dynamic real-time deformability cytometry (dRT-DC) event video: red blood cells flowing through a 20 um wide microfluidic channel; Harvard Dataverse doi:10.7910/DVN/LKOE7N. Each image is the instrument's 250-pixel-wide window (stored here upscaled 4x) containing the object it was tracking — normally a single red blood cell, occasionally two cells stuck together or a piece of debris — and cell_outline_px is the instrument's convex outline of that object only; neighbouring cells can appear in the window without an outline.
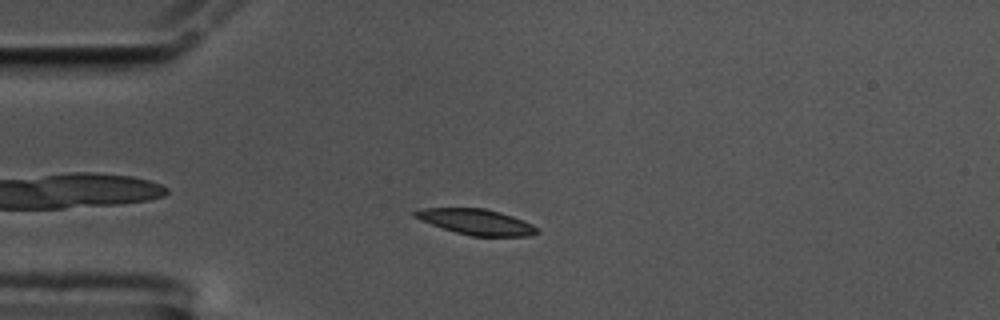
{"species": "common noctule bat (a hibernating species)", "species_latin": "Nyctalus noctula", "temperature_condition": "cold", "stored_images_in_passage": 50, "camera_frame_rate_fps": 3000, "um_per_image_px": 0.085, "animal": {"sex": "male", "body_mass_g": 17.5, "forearm_length_mm": 52.3}, "frame": {"image": 1, "passage_image": 6, "time_ms": 1.667, "image_size_px": [1000, 320], "cell_outline_px": [[540, 232], [528, 236], [472, 236], [456, 232], [420, 220], [412, 216], [412, 212], [424, 208], [484, 208], [500, 212], [512, 216], [532, 224]], "centroid_in_image_um": [40.47, 18.85], "position_along_channel_um": 44.5, "area_um2": 18.03}}
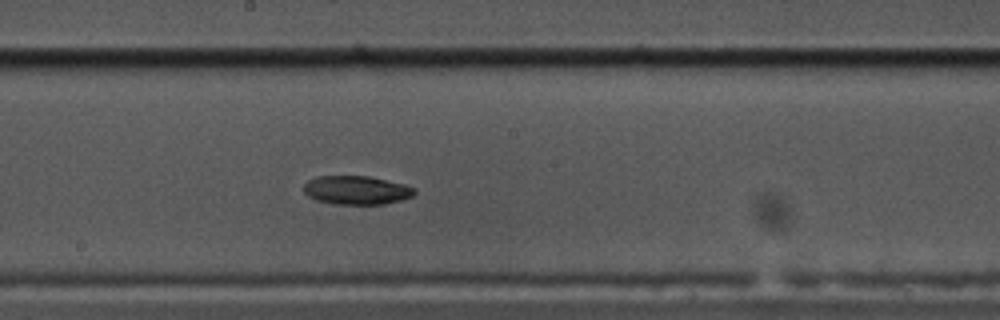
{"frame": {"image": 2, "passage_image": 23, "time_ms": 7.333, "image_size_px": [1000, 320], "cell_outline_px": [[416, 192], [412, 196], [400, 200], [384, 204], [332, 204], [316, 200], [308, 196], [304, 192], [304, 184], [308, 180], [316, 176], [368, 176], [404, 184], [416, 188]], "centroid_in_image_um": [30.29, 16.16], "position_along_channel_um": 217.9, "area_um2": 18.55}}
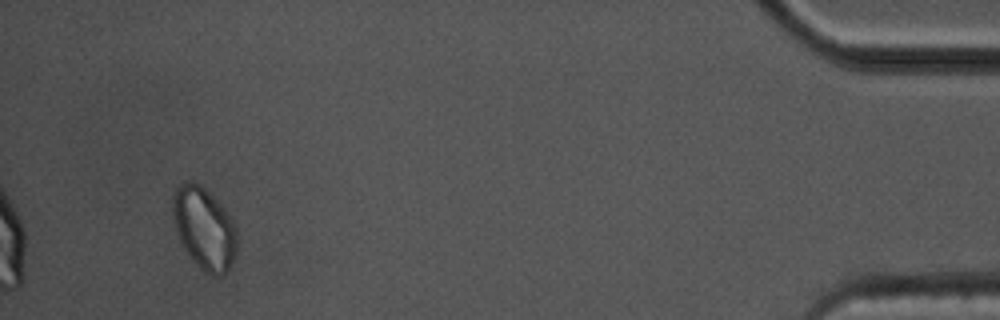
{"frame": {"image": 3, "passage_image": 47, "time_ms": 15.333, "image_size_px": [1000, 320], "cell_outline_px": [[236, 248], [232, 260], [228, 268], [220, 276], [212, 276], [204, 272], [196, 264], [184, 248], [176, 232], [172, 212], [172, 196], [176, 188], [180, 184], [196, 184], [204, 188], [228, 212], [236, 228]], "centroid_in_image_um": [17.34, 19.43], "position_along_channel_um": 417.9, "area_um2": 30.11}, "authors_computed_cell_mechanics": {"area_um2": 18.9873, "velocity_mm_per_s": 3.4041, "shape_relaxation_time_tau1_ms": 5.0473, "shape_relaxation_time_tau2_ms": null, "deformation_change_tau1": 0.1423, "deformation_change_tau2": null}}